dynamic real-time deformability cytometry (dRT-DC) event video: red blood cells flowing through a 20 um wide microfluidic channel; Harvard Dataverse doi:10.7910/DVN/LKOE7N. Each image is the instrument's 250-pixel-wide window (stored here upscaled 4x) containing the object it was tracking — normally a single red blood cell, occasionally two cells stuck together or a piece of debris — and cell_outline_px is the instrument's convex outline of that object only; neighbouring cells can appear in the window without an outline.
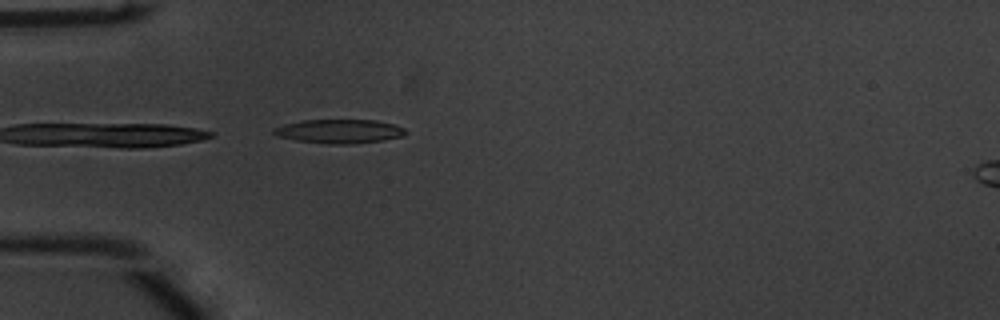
{"species": "common noctule bat (a hibernating species)", "species_latin": "Nyctalus noctula", "temperature_condition": "warm", "stored_images_in_passage": 25, "camera_frame_rate_fps": 3000, "um_per_image_px": 0.085, "animal": {"sex": "male", "body_mass_g": 20.1, "forearm_length_mm": 53.5}, "frame": {"image": 1, "passage_image": 1, "time_ms": 0.0, "image_size_px": [1000, 320], "cell_outline_px": [[408, 132], [404, 136], [384, 140], [352, 144], [328, 144], [296, 140], [276, 136], [272, 132], [276, 128], [284, 124], [300, 120], [376, 120], [396, 124], [404, 128]], "centroid_in_image_um": [28.89, 11.16], "position_along_channel_um": 56.1, "area_um2": 18.55}}
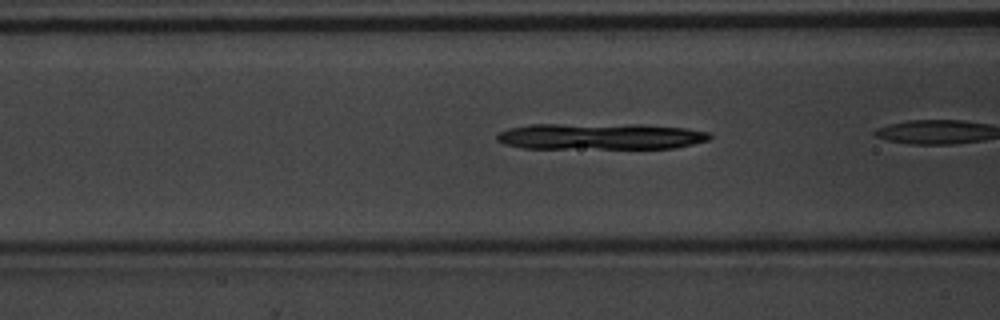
{"frame": {"image": 2, "passage_image": 4, "time_ms": 1.0, "image_size_px": [1000, 320], "cell_outline_px": [[712, 136], [708, 140], [676, 148], [520, 148], [504, 144], [496, 140], [496, 136], [500, 132], [508, 128], [532, 124], [640, 124], [684, 128], [712, 132]], "centroid_in_image_um": [51.03, 11.59], "position_along_channel_um": 115.6, "area_um2": 32.83}}